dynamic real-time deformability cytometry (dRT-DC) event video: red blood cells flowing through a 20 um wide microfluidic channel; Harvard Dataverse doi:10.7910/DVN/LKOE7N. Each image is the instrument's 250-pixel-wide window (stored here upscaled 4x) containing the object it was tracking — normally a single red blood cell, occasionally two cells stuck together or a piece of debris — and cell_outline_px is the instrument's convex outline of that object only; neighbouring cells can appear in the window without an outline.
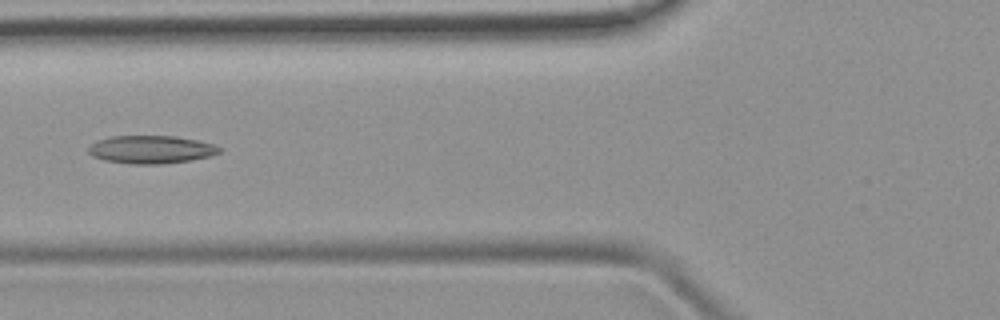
{"species": "common noctule bat (a hibernating species)", "species_latin": "Nyctalus noctula", "temperature_condition": "room temperature", "stored_images_in_passage": 6, "camera_frame_rate_fps": 3000, "um_per_image_px": 0.085, "animal": {"sex": "female", "body_mass_g": 19.9}, "frame": {"image": 1, "passage_image": 5, "time_ms": 4.667, "image_size_px": [1000, 320], "cell_outline_px": [[224, 148], [220, 152], [208, 156], [192, 160], [160, 164], [128, 164], [104, 160], [92, 156], [88, 152], [88, 148], [96, 140], [112, 136], [176, 136], [196, 140], [212, 144]], "centroid_in_image_um": [12.82, 12.71], "position_along_channel_um": 113.0, "area_um2": 21.39}}
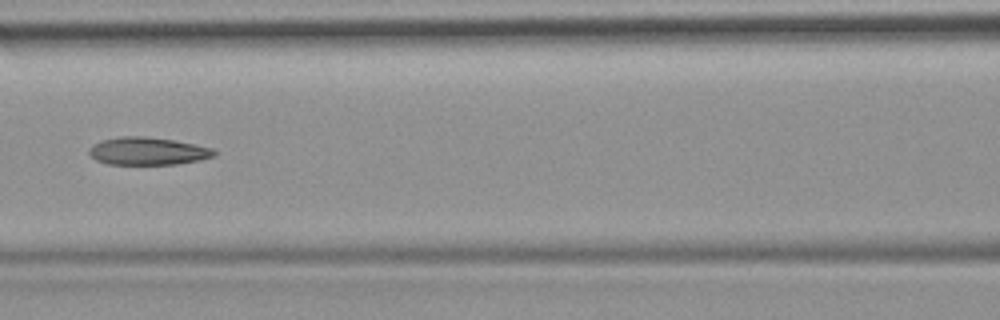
{"frame": {"image": 2, "passage_image": 6, "time_ms": 5.667, "image_size_px": [1000, 320], "cell_outline_px": [[216, 152], [212, 156], [200, 160], [176, 164], [108, 164], [96, 160], [88, 152], [88, 148], [92, 144], [100, 140], [120, 136], [144, 136], [176, 140], [212, 148]], "centroid_in_image_um": [12.51, 12.83], "position_along_channel_um": 154.1, "area_um2": 20.23}}